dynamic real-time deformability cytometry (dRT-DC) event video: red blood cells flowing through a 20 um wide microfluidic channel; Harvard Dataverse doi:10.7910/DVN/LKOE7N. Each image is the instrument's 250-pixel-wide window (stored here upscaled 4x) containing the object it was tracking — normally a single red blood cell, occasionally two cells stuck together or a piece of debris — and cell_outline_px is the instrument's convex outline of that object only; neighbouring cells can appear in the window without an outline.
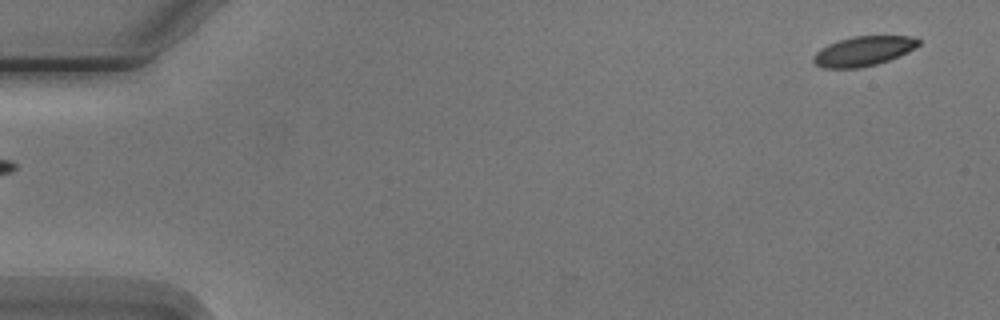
{"species": "Egyptian fruit bat (a non-hibernating species)", "species_latin": "Rousettus aegyptiacus", "temperature_condition": "cold", "stored_images_in_passage": 4, "camera_frame_rate_fps": 3000, "um_per_image_px": 0.085, "animal": {"sex": "male"}, "frame": {"image": 1, "passage_image": 1, "time_ms": 0.0, "image_size_px": [1000, 320], "cell_outline_px": [[920, 44], [888, 60], [876, 64], [860, 68], [824, 68], [816, 64], [812, 60], [812, 56], [816, 52], [828, 44], [852, 36], [908, 36], [920, 40]], "centroid_in_image_um": [73.32, 4.35], "position_along_channel_um": 11.7, "area_um2": 17.8}}
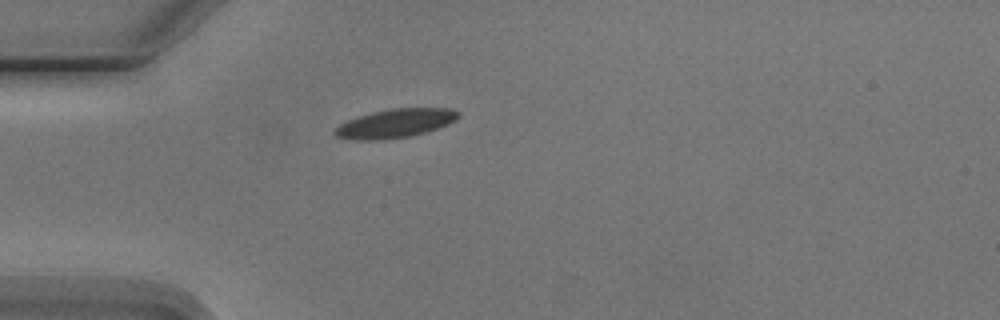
{"frame": {"image": 2, "passage_image": 4, "time_ms": 4.333, "image_size_px": [1000, 320], "cell_outline_px": [[460, 116], [456, 120], [448, 124], [424, 132], [408, 136], [380, 140], [356, 140], [336, 136], [332, 132], [340, 124], [348, 120], [372, 112], [392, 108], [448, 108], [460, 112]], "centroid_in_image_um": [33.6, 10.48], "position_along_channel_um": 51.4, "area_um2": 20.46}}